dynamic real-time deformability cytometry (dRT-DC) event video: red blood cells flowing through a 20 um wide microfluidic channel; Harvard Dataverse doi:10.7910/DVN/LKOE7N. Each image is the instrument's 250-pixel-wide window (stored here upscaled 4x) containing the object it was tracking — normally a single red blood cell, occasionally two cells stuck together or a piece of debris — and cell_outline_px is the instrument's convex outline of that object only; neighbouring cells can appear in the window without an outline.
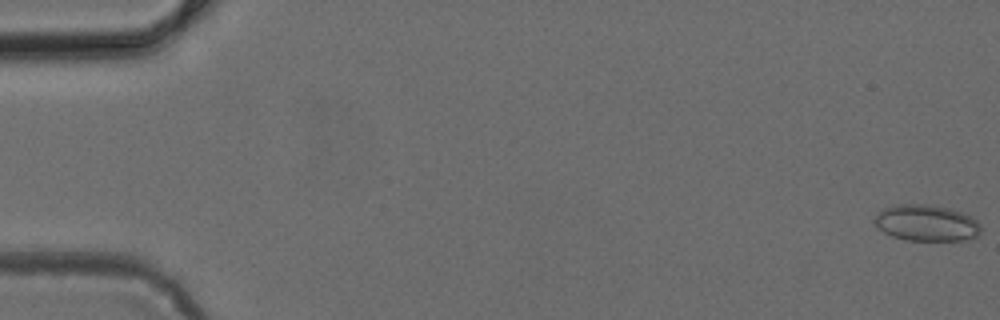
{"species": "common noctule bat (a hibernating species)", "species_latin": "Nyctalus noctula", "temperature_condition": "cold", "stored_images_in_passage": 49, "camera_frame_rate_fps": 3000, "um_per_image_px": 0.085, "animal": {"sex": "female", "body_mass_g": 24.6, "forearm_length_mm": 56.2}, "frame": {"image": 1, "passage_image": 1, "time_ms": 0.0, "image_size_px": [1000, 320], "cell_outline_px": [[980, 232], [976, 236], [964, 240], [904, 240], [892, 236], [884, 232], [872, 220], [884, 208], [900, 204], [920, 204], [948, 208], [972, 216], [980, 224]], "centroid_in_image_um": [78.75, 18.96], "position_along_channel_um": 6.3, "area_um2": 22.2}}
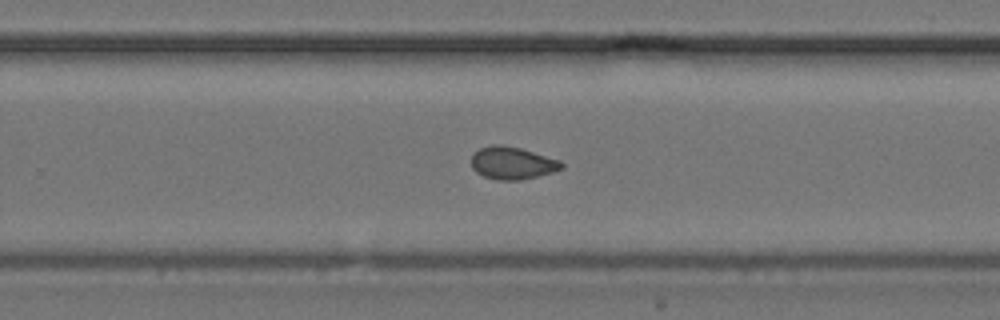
{"frame": {"image": 2, "passage_image": 32, "time_ms": 10.333, "image_size_px": [1000, 320], "cell_outline_px": [[564, 168], [552, 172], [520, 180], [496, 180], [484, 176], [476, 172], [472, 168], [472, 152], [480, 148], [492, 144], [500, 144], [520, 148], [560, 160], [564, 164]], "centroid_in_image_um": [43.53, 13.85], "position_along_channel_um": 286.3, "area_um2": 17.11}}
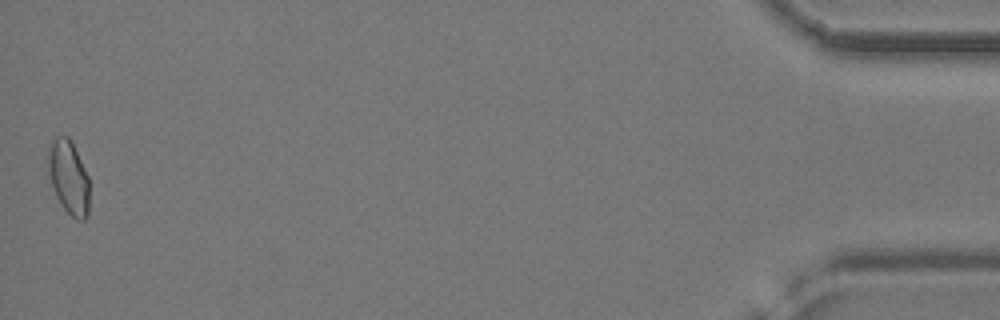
{"frame": {"image": 3, "passage_image": 49, "time_ms": 16.0, "image_size_px": [1000, 320], "cell_outline_px": [[88, 216], [84, 220], [76, 220], [60, 204], [52, 188], [48, 176], [48, 152], [52, 140], [56, 136], [68, 136], [88, 176]], "centroid_in_image_um": [5.81, 15.1], "position_along_channel_um": 429.4, "area_um2": 17.57}}